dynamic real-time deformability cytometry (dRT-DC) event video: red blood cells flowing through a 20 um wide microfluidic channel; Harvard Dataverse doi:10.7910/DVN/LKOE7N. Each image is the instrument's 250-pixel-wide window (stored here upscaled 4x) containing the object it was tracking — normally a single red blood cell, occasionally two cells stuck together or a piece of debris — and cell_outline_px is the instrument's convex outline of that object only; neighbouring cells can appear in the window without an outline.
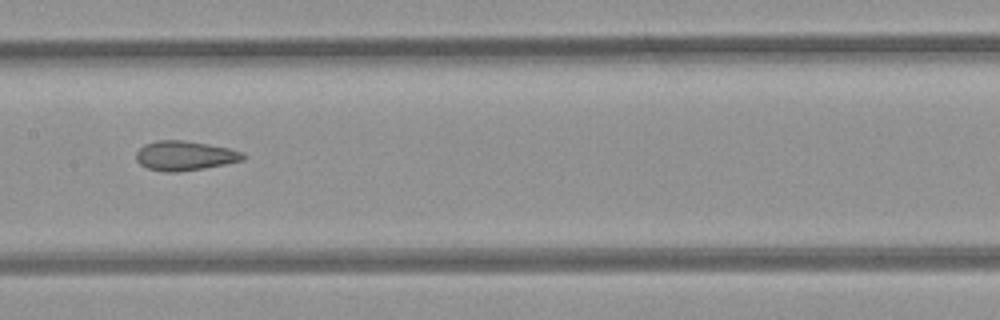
{"species": "common noctule bat (a hibernating species)", "species_latin": "Nyctalus noctula", "temperature_condition": "room temperature", "stored_images_in_passage": 7, "camera_frame_rate_fps": 3000, "um_per_image_px": 0.085, "animal": {"sex": "female", "body_mass_g": 21.9}, "frame": {"image": 1, "passage_image": 7, "time_ms": 2.0, "image_size_px": [1000, 320], "cell_outline_px": [[248, 156], [244, 160], [204, 168], [180, 172], [164, 172], [148, 168], [140, 164], [136, 160], [136, 152], [144, 144], [160, 140], [180, 140], [208, 144], [228, 148], [244, 152]], "centroid_in_image_um": [15.73, 13.24], "position_along_channel_um": 191.7, "area_um2": 18.44}}